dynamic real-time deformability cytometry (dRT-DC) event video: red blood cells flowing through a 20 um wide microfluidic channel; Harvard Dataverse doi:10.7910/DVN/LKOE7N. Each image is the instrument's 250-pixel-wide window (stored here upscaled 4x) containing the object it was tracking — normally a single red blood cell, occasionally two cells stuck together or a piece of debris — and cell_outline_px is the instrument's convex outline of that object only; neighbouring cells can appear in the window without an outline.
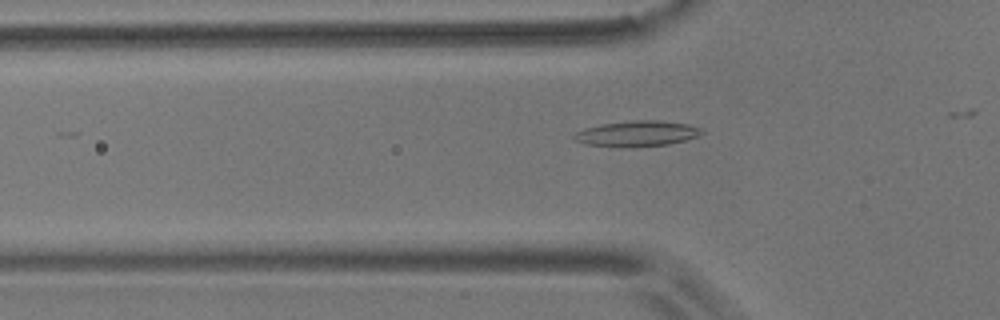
{"species": "common noctule bat (a hibernating species)", "species_latin": "Nyctalus noctula", "temperature_condition": "room temperature", "stored_images_in_passage": 14, "camera_frame_rate_fps": 3000, "um_per_image_px": 0.085, "animal": {"sex": "male", "body_mass_g": 17.9}, "frame": {"image": 1, "passage_image": 11, "time_ms": 3.333, "image_size_px": [1000, 320], "cell_outline_px": [[704, 132], [696, 136], [684, 140], [668, 144], [584, 144], [572, 140], [572, 136], [576, 132], [584, 128], [600, 124], [632, 120], [660, 120], [688, 124], [700, 128]], "centroid_in_image_um": [54.13, 11.29], "position_along_channel_um": 71.7, "area_um2": 18.03}}